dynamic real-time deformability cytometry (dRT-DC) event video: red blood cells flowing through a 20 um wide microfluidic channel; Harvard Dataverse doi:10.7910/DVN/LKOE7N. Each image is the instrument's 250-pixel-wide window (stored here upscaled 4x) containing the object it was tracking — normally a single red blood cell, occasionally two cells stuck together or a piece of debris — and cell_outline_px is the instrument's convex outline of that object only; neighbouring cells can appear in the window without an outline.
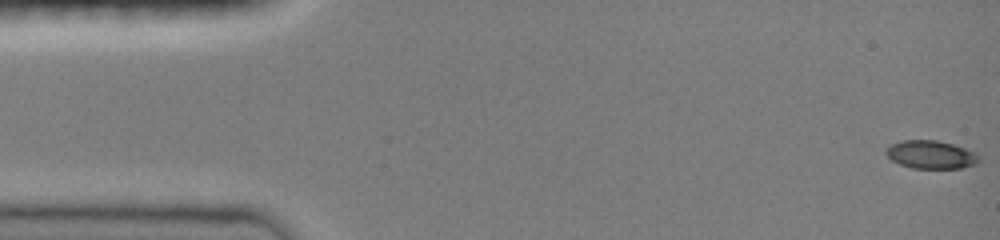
{"species": "common noctule bat (a hibernating species)", "species_latin": "Nyctalus noctula", "temperature_condition": "room temperature", "stored_images_in_passage": 41, "camera_frame_rate_fps": 3000, "um_per_image_px": 0.085, "animal": {"sex": "female", "body_mass_g": 19.0, "forearm_length_mm": 51.5}, "frame": {"image": 1, "passage_image": 1, "time_ms": 0.0, "image_size_px": [1000, 240], "cell_outline_px": [[980, 160], [976, 164], [960, 168], [912, 168], [900, 164], [892, 160], [884, 152], [892, 144], [904, 140], [936, 140], [952, 144], [976, 152], [980, 156]], "centroid_in_image_um": [79.16, 13.14], "position_along_channel_um": 5.8, "area_um2": 15.14}}
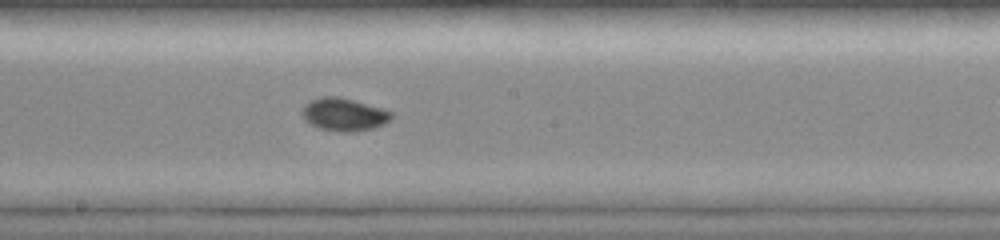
{"frame": {"image": 2, "passage_image": 26, "time_ms": 8.333, "image_size_px": [1000, 240], "cell_outline_px": [[392, 116], [384, 124], [372, 128], [356, 132], [340, 132], [320, 128], [304, 120], [300, 112], [304, 104], [320, 96], [336, 96], [352, 100], [380, 108], [392, 112]], "centroid_in_image_um": [29.18, 9.73], "position_along_channel_um": 219.0, "area_um2": 16.94}}
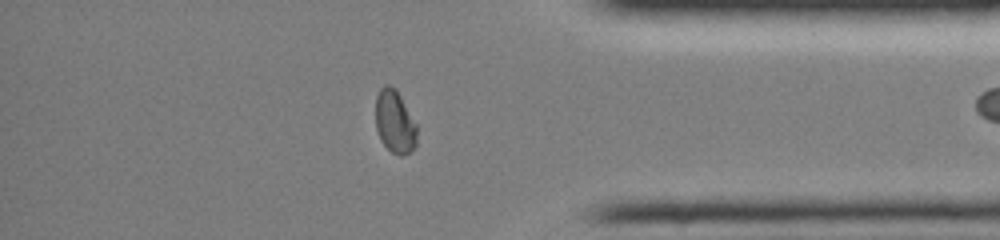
{"frame": {"image": 3, "passage_image": 40, "time_ms": 13.0, "image_size_px": [1000, 240], "cell_outline_px": [[416, 144], [408, 152], [400, 156], [392, 152], [380, 140], [376, 128], [376, 96], [380, 88], [384, 84], [388, 84], [396, 88], [416, 124]], "centroid_in_image_um": [33.53, 10.31], "position_along_channel_um": 401.7, "area_um2": 15.03}}